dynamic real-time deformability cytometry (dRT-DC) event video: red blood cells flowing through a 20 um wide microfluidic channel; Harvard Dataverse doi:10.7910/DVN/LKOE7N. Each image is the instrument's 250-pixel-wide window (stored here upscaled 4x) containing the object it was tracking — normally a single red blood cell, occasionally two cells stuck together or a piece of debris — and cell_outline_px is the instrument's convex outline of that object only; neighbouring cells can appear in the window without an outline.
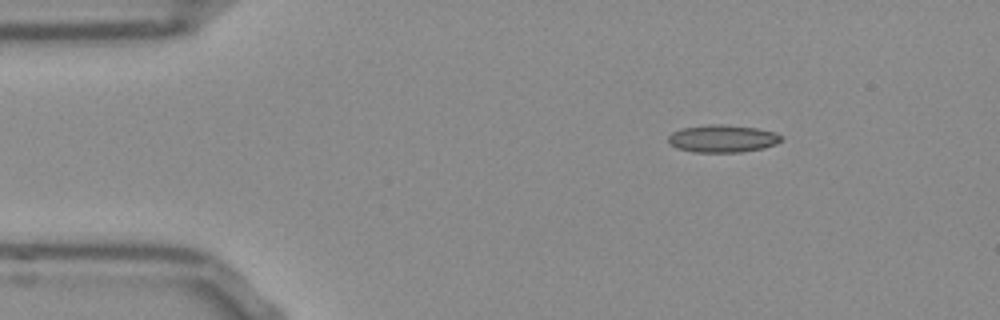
{"species": "Egyptian fruit bat (a non-hibernating species)", "species_latin": "Rousettus aegyptiacus", "temperature_condition": "room temperature", "stored_images_in_passage": 46, "camera_frame_rate_fps": 3000, "um_per_image_px": 0.085, "frame": {"image": 1, "passage_image": 1, "time_ms": 0.0, "image_size_px": [1000, 320], "cell_outline_px": [[784, 140], [776, 144], [764, 148], [740, 152], [692, 152], [676, 148], [668, 144], [668, 136], [672, 132], [680, 128], [712, 124], [720, 124], [756, 128], [776, 132], [784, 136]], "centroid_in_image_um": [61.42, 11.78], "position_along_channel_um": 23.6, "area_um2": 18.38}}
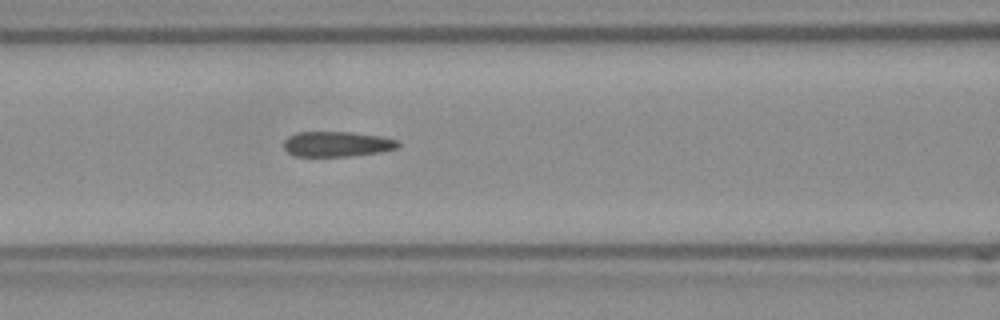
{"frame": {"image": 2, "passage_image": 15, "time_ms": 4.667, "image_size_px": [1000, 320], "cell_outline_px": [[400, 144], [396, 148], [380, 152], [348, 156], [296, 156], [288, 152], [284, 148], [284, 140], [288, 136], [296, 132], [352, 132], [380, 136], [396, 140]], "centroid_in_image_um": [28.61, 12.24], "position_along_channel_um": 138.0, "area_um2": 16.7}}
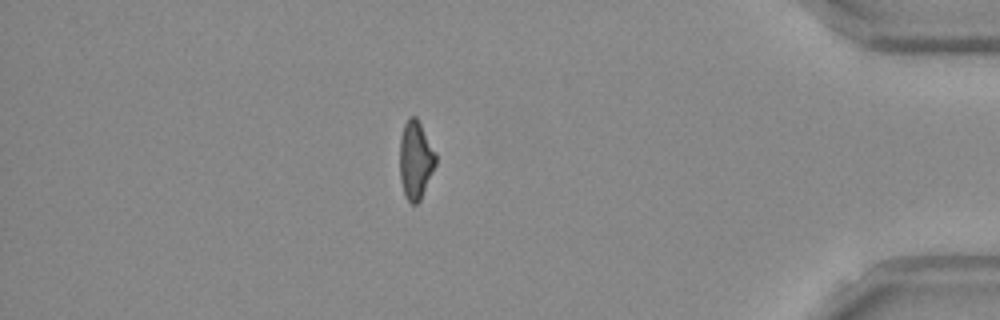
{"frame": {"image": 3, "passage_image": 39, "time_ms": 12.667, "image_size_px": [1000, 320], "cell_outline_px": [[436, 164], [420, 200], [416, 204], [412, 204], [404, 196], [400, 180], [400, 136], [404, 124], [408, 116], [416, 116], [436, 152]], "centroid_in_image_um": [35.31, 13.58], "position_along_channel_um": 399.9, "area_um2": 16.47}, "authors_computed_cell_mechanics": {"area_um2": 17.2822, "velocity_mm_per_s": 3.8141, "shape_relaxation_time_tau1_ms": null, "shape_relaxation_time_tau2_ms": 2.9417, "deformation_change_tau1": null, "deformation_change_tau2": 0.1058}}